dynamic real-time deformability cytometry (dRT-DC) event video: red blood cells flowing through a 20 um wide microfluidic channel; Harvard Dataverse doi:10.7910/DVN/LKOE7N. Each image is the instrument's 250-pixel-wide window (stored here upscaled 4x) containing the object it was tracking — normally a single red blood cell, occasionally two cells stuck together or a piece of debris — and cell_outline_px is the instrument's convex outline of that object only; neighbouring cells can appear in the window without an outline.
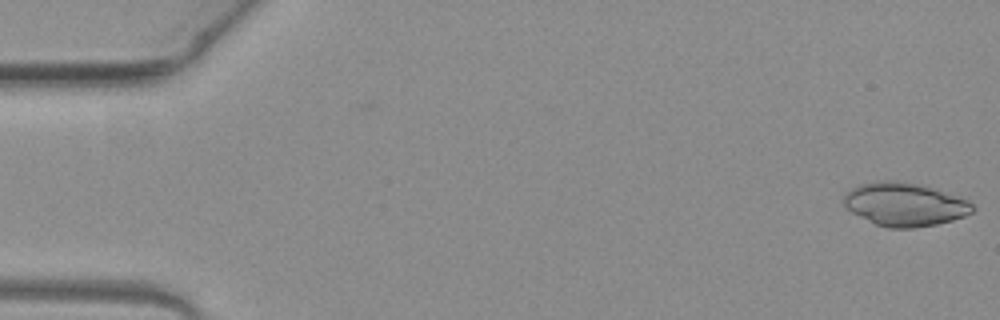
{"species": "common noctule bat (a hibernating species)", "species_latin": "Nyctalus noctula", "temperature_condition": "warm", "stored_images_in_passage": 4, "camera_frame_rate_fps": 3000, "um_per_image_px": 0.085, "animal": {"sex": "female", "body_mass_g": 19.3, "forearm_length_mm": 54.1}, "frame": {"image": 1, "passage_image": 4, "time_ms": 1.0, "image_size_px": [1000, 320], "cell_outline_px": [[976, 208], [972, 212], [964, 216], [952, 220], [936, 224], [912, 228], [888, 228], [876, 224], [852, 212], [844, 204], [844, 196], [856, 184], [876, 180], [900, 180], [924, 184], [968, 200]], "centroid_in_image_um": [76.91, 17.34], "position_along_channel_um": 8.1, "area_um2": 32.77}}